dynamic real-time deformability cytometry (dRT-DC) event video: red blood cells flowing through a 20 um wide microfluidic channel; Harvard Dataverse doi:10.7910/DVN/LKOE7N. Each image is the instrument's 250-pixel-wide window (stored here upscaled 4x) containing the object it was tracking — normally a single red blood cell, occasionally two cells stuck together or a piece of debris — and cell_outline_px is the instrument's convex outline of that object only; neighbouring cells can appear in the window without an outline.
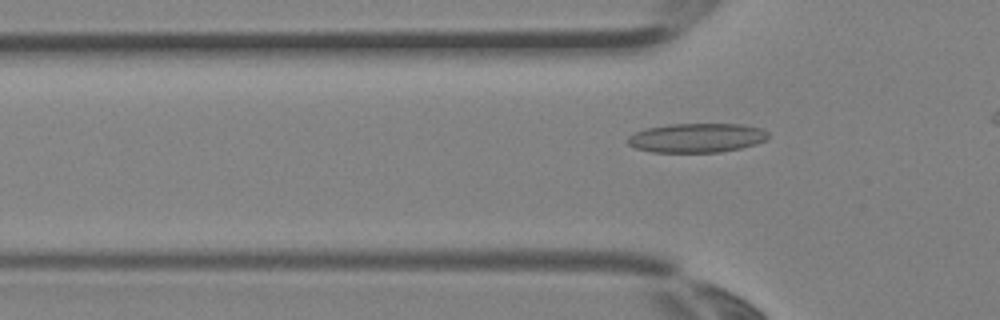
{"species": "Egyptian fruit bat (a non-hibernating species)", "species_latin": "Rousettus aegyptiacus", "temperature_condition": "room temperature", "stored_images_in_passage": 2, "camera_frame_rate_fps": 3000, "um_per_image_px": 0.085, "animal": {"sex": "female"}, "frame": {"image": 1, "passage_image": 2, "time_ms": 0.333, "image_size_px": [1000, 320], "cell_outline_px": [[768, 140], [756, 144], [740, 148], [720, 152], [652, 152], [636, 148], [628, 144], [628, 136], [644, 128], [668, 124], [740, 124], [760, 128], [768, 132]], "centroid_in_image_um": [59.22, 11.71], "position_along_channel_um": 66.6, "area_um2": 23.99}}